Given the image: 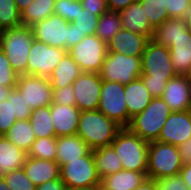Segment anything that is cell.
<instances>
[{"label": "cell", "mask_w": 191, "mask_h": 190, "mask_svg": "<svg viewBox=\"0 0 191 190\" xmlns=\"http://www.w3.org/2000/svg\"><path fill=\"white\" fill-rule=\"evenodd\" d=\"M168 47L150 39L141 56V76L153 97H161L167 82L176 77Z\"/></svg>", "instance_id": "cell-1"}, {"label": "cell", "mask_w": 191, "mask_h": 190, "mask_svg": "<svg viewBox=\"0 0 191 190\" xmlns=\"http://www.w3.org/2000/svg\"><path fill=\"white\" fill-rule=\"evenodd\" d=\"M122 127L98 109L82 111L79 116L77 135L90 150L111 145Z\"/></svg>", "instance_id": "cell-2"}, {"label": "cell", "mask_w": 191, "mask_h": 190, "mask_svg": "<svg viewBox=\"0 0 191 190\" xmlns=\"http://www.w3.org/2000/svg\"><path fill=\"white\" fill-rule=\"evenodd\" d=\"M31 26L20 25L0 31V48L11 68L19 75L27 74L28 57L33 42Z\"/></svg>", "instance_id": "cell-3"}, {"label": "cell", "mask_w": 191, "mask_h": 190, "mask_svg": "<svg viewBox=\"0 0 191 190\" xmlns=\"http://www.w3.org/2000/svg\"><path fill=\"white\" fill-rule=\"evenodd\" d=\"M111 145L121 161L122 169L147 172L149 143L146 140L141 139L128 127H123Z\"/></svg>", "instance_id": "cell-4"}, {"label": "cell", "mask_w": 191, "mask_h": 190, "mask_svg": "<svg viewBox=\"0 0 191 190\" xmlns=\"http://www.w3.org/2000/svg\"><path fill=\"white\" fill-rule=\"evenodd\" d=\"M171 113L161 97H153L146 109L132 118L128 128L148 143L157 141Z\"/></svg>", "instance_id": "cell-5"}, {"label": "cell", "mask_w": 191, "mask_h": 190, "mask_svg": "<svg viewBox=\"0 0 191 190\" xmlns=\"http://www.w3.org/2000/svg\"><path fill=\"white\" fill-rule=\"evenodd\" d=\"M183 164L178 146L160 141L149 142L147 178L159 180L177 175Z\"/></svg>", "instance_id": "cell-6"}, {"label": "cell", "mask_w": 191, "mask_h": 190, "mask_svg": "<svg viewBox=\"0 0 191 190\" xmlns=\"http://www.w3.org/2000/svg\"><path fill=\"white\" fill-rule=\"evenodd\" d=\"M60 179L67 185L68 190L100 187L101 178L95 167L93 152L63 164L60 167Z\"/></svg>", "instance_id": "cell-7"}, {"label": "cell", "mask_w": 191, "mask_h": 190, "mask_svg": "<svg viewBox=\"0 0 191 190\" xmlns=\"http://www.w3.org/2000/svg\"><path fill=\"white\" fill-rule=\"evenodd\" d=\"M99 76L102 80L126 85L141 76V57L107 52Z\"/></svg>", "instance_id": "cell-8"}, {"label": "cell", "mask_w": 191, "mask_h": 190, "mask_svg": "<svg viewBox=\"0 0 191 190\" xmlns=\"http://www.w3.org/2000/svg\"><path fill=\"white\" fill-rule=\"evenodd\" d=\"M108 52L107 43L98 36H85L68 53L82 72L99 73Z\"/></svg>", "instance_id": "cell-9"}, {"label": "cell", "mask_w": 191, "mask_h": 190, "mask_svg": "<svg viewBox=\"0 0 191 190\" xmlns=\"http://www.w3.org/2000/svg\"><path fill=\"white\" fill-rule=\"evenodd\" d=\"M124 95V85L102 80L98 110L122 128L128 127L132 120L128 114Z\"/></svg>", "instance_id": "cell-10"}, {"label": "cell", "mask_w": 191, "mask_h": 190, "mask_svg": "<svg viewBox=\"0 0 191 190\" xmlns=\"http://www.w3.org/2000/svg\"><path fill=\"white\" fill-rule=\"evenodd\" d=\"M67 52L33 39L28 57L27 75L48 78Z\"/></svg>", "instance_id": "cell-11"}, {"label": "cell", "mask_w": 191, "mask_h": 190, "mask_svg": "<svg viewBox=\"0 0 191 190\" xmlns=\"http://www.w3.org/2000/svg\"><path fill=\"white\" fill-rule=\"evenodd\" d=\"M32 110L52 104V85L47 77L19 75L15 87Z\"/></svg>", "instance_id": "cell-12"}, {"label": "cell", "mask_w": 191, "mask_h": 190, "mask_svg": "<svg viewBox=\"0 0 191 190\" xmlns=\"http://www.w3.org/2000/svg\"><path fill=\"white\" fill-rule=\"evenodd\" d=\"M69 24L61 16L49 15L46 19L31 25L33 37L49 46L66 50V43L69 40Z\"/></svg>", "instance_id": "cell-13"}, {"label": "cell", "mask_w": 191, "mask_h": 190, "mask_svg": "<svg viewBox=\"0 0 191 190\" xmlns=\"http://www.w3.org/2000/svg\"><path fill=\"white\" fill-rule=\"evenodd\" d=\"M101 86L99 73L82 72L73 82L76 106L81 112L99 108Z\"/></svg>", "instance_id": "cell-14"}, {"label": "cell", "mask_w": 191, "mask_h": 190, "mask_svg": "<svg viewBox=\"0 0 191 190\" xmlns=\"http://www.w3.org/2000/svg\"><path fill=\"white\" fill-rule=\"evenodd\" d=\"M191 137V110L172 112L157 141L179 146Z\"/></svg>", "instance_id": "cell-15"}, {"label": "cell", "mask_w": 191, "mask_h": 190, "mask_svg": "<svg viewBox=\"0 0 191 190\" xmlns=\"http://www.w3.org/2000/svg\"><path fill=\"white\" fill-rule=\"evenodd\" d=\"M161 98L172 112L191 110V86L183 75H177L167 82Z\"/></svg>", "instance_id": "cell-16"}, {"label": "cell", "mask_w": 191, "mask_h": 190, "mask_svg": "<svg viewBox=\"0 0 191 190\" xmlns=\"http://www.w3.org/2000/svg\"><path fill=\"white\" fill-rule=\"evenodd\" d=\"M149 40L145 35L122 28L107 43L108 52H118L128 56L141 57Z\"/></svg>", "instance_id": "cell-17"}, {"label": "cell", "mask_w": 191, "mask_h": 190, "mask_svg": "<svg viewBox=\"0 0 191 190\" xmlns=\"http://www.w3.org/2000/svg\"><path fill=\"white\" fill-rule=\"evenodd\" d=\"M80 113L77 106L51 104V118L56 137L77 135Z\"/></svg>", "instance_id": "cell-18"}, {"label": "cell", "mask_w": 191, "mask_h": 190, "mask_svg": "<svg viewBox=\"0 0 191 190\" xmlns=\"http://www.w3.org/2000/svg\"><path fill=\"white\" fill-rule=\"evenodd\" d=\"M119 13L123 29L145 35L149 39H152L154 29L149 24L143 6L139 1L132 3Z\"/></svg>", "instance_id": "cell-19"}, {"label": "cell", "mask_w": 191, "mask_h": 190, "mask_svg": "<svg viewBox=\"0 0 191 190\" xmlns=\"http://www.w3.org/2000/svg\"><path fill=\"white\" fill-rule=\"evenodd\" d=\"M27 177L36 185L60 178V166L56 161L28 157L23 165Z\"/></svg>", "instance_id": "cell-20"}, {"label": "cell", "mask_w": 191, "mask_h": 190, "mask_svg": "<svg viewBox=\"0 0 191 190\" xmlns=\"http://www.w3.org/2000/svg\"><path fill=\"white\" fill-rule=\"evenodd\" d=\"M89 151L86 142L78 135L56 137V162L60 167L85 156Z\"/></svg>", "instance_id": "cell-21"}, {"label": "cell", "mask_w": 191, "mask_h": 190, "mask_svg": "<svg viewBox=\"0 0 191 190\" xmlns=\"http://www.w3.org/2000/svg\"><path fill=\"white\" fill-rule=\"evenodd\" d=\"M124 94L128 114L131 119L143 112L153 99L141 78L124 85Z\"/></svg>", "instance_id": "cell-22"}, {"label": "cell", "mask_w": 191, "mask_h": 190, "mask_svg": "<svg viewBox=\"0 0 191 190\" xmlns=\"http://www.w3.org/2000/svg\"><path fill=\"white\" fill-rule=\"evenodd\" d=\"M179 38H189V29L184 19L168 18L154 29L152 40L169 48Z\"/></svg>", "instance_id": "cell-23"}, {"label": "cell", "mask_w": 191, "mask_h": 190, "mask_svg": "<svg viewBox=\"0 0 191 190\" xmlns=\"http://www.w3.org/2000/svg\"><path fill=\"white\" fill-rule=\"evenodd\" d=\"M147 177L146 172L122 169L114 174L101 178V190H134Z\"/></svg>", "instance_id": "cell-24"}, {"label": "cell", "mask_w": 191, "mask_h": 190, "mask_svg": "<svg viewBox=\"0 0 191 190\" xmlns=\"http://www.w3.org/2000/svg\"><path fill=\"white\" fill-rule=\"evenodd\" d=\"M27 153L14 145L5 136H0V176L23 167Z\"/></svg>", "instance_id": "cell-25"}, {"label": "cell", "mask_w": 191, "mask_h": 190, "mask_svg": "<svg viewBox=\"0 0 191 190\" xmlns=\"http://www.w3.org/2000/svg\"><path fill=\"white\" fill-rule=\"evenodd\" d=\"M81 73L82 71L80 70L79 65L67 52L48 79L53 89H59L73 84Z\"/></svg>", "instance_id": "cell-26"}, {"label": "cell", "mask_w": 191, "mask_h": 190, "mask_svg": "<svg viewBox=\"0 0 191 190\" xmlns=\"http://www.w3.org/2000/svg\"><path fill=\"white\" fill-rule=\"evenodd\" d=\"M92 152L100 178L122 170L121 161L112 145L97 148Z\"/></svg>", "instance_id": "cell-27"}, {"label": "cell", "mask_w": 191, "mask_h": 190, "mask_svg": "<svg viewBox=\"0 0 191 190\" xmlns=\"http://www.w3.org/2000/svg\"><path fill=\"white\" fill-rule=\"evenodd\" d=\"M171 62L177 75H183L191 65V31L189 38H179L169 47Z\"/></svg>", "instance_id": "cell-28"}, {"label": "cell", "mask_w": 191, "mask_h": 190, "mask_svg": "<svg viewBox=\"0 0 191 190\" xmlns=\"http://www.w3.org/2000/svg\"><path fill=\"white\" fill-rule=\"evenodd\" d=\"M5 137L26 153H28L33 142L36 140L28 119L16 120L14 125L5 134Z\"/></svg>", "instance_id": "cell-29"}, {"label": "cell", "mask_w": 191, "mask_h": 190, "mask_svg": "<svg viewBox=\"0 0 191 190\" xmlns=\"http://www.w3.org/2000/svg\"><path fill=\"white\" fill-rule=\"evenodd\" d=\"M28 120L32 126L36 139L56 137L51 118V105L32 110Z\"/></svg>", "instance_id": "cell-30"}, {"label": "cell", "mask_w": 191, "mask_h": 190, "mask_svg": "<svg viewBox=\"0 0 191 190\" xmlns=\"http://www.w3.org/2000/svg\"><path fill=\"white\" fill-rule=\"evenodd\" d=\"M56 0H34L21 12V22L23 25L31 26L35 22L46 19L54 14Z\"/></svg>", "instance_id": "cell-31"}, {"label": "cell", "mask_w": 191, "mask_h": 190, "mask_svg": "<svg viewBox=\"0 0 191 190\" xmlns=\"http://www.w3.org/2000/svg\"><path fill=\"white\" fill-rule=\"evenodd\" d=\"M122 28L120 13L107 11L99 17L95 35L108 43Z\"/></svg>", "instance_id": "cell-32"}, {"label": "cell", "mask_w": 191, "mask_h": 190, "mask_svg": "<svg viewBox=\"0 0 191 190\" xmlns=\"http://www.w3.org/2000/svg\"><path fill=\"white\" fill-rule=\"evenodd\" d=\"M28 157L56 161V137L36 139L27 153Z\"/></svg>", "instance_id": "cell-33"}, {"label": "cell", "mask_w": 191, "mask_h": 190, "mask_svg": "<svg viewBox=\"0 0 191 190\" xmlns=\"http://www.w3.org/2000/svg\"><path fill=\"white\" fill-rule=\"evenodd\" d=\"M146 13L149 24L153 29L169 18L167 7L163 0H138Z\"/></svg>", "instance_id": "cell-34"}, {"label": "cell", "mask_w": 191, "mask_h": 190, "mask_svg": "<svg viewBox=\"0 0 191 190\" xmlns=\"http://www.w3.org/2000/svg\"><path fill=\"white\" fill-rule=\"evenodd\" d=\"M22 25L14 0H0V30Z\"/></svg>", "instance_id": "cell-35"}, {"label": "cell", "mask_w": 191, "mask_h": 190, "mask_svg": "<svg viewBox=\"0 0 191 190\" xmlns=\"http://www.w3.org/2000/svg\"><path fill=\"white\" fill-rule=\"evenodd\" d=\"M99 17L89 10L82 8L72 22L74 26L85 36L95 35Z\"/></svg>", "instance_id": "cell-36"}, {"label": "cell", "mask_w": 191, "mask_h": 190, "mask_svg": "<svg viewBox=\"0 0 191 190\" xmlns=\"http://www.w3.org/2000/svg\"><path fill=\"white\" fill-rule=\"evenodd\" d=\"M10 190H36V185L27 177L23 168L3 176Z\"/></svg>", "instance_id": "cell-37"}, {"label": "cell", "mask_w": 191, "mask_h": 190, "mask_svg": "<svg viewBox=\"0 0 191 190\" xmlns=\"http://www.w3.org/2000/svg\"><path fill=\"white\" fill-rule=\"evenodd\" d=\"M80 0H56L54 5V14L61 16L63 19L72 23L82 9Z\"/></svg>", "instance_id": "cell-38"}, {"label": "cell", "mask_w": 191, "mask_h": 190, "mask_svg": "<svg viewBox=\"0 0 191 190\" xmlns=\"http://www.w3.org/2000/svg\"><path fill=\"white\" fill-rule=\"evenodd\" d=\"M16 120V115H13L11 90L8 98L0 102V136H5Z\"/></svg>", "instance_id": "cell-39"}, {"label": "cell", "mask_w": 191, "mask_h": 190, "mask_svg": "<svg viewBox=\"0 0 191 190\" xmlns=\"http://www.w3.org/2000/svg\"><path fill=\"white\" fill-rule=\"evenodd\" d=\"M19 74L10 65L5 53L0 48V86L14 89L18 82Z\"/></svg>", "instance_id": "cell-40"}, {"label": "cell", "mask_w": 191, "mask_h": 190, "mask_svg": "<svg viewBox=\"0 0 191 190\" xmlns=\"http://www.w3.org/2000/svg\"><path fill=\"white\" fill-rule=\"evenodd\" d=\"M12 109L17 120H26L31 116L32 109L16 88L12 89Z\"/></svg>", "instance_id": "cell-41"}, {"label": "cell", "mask_w": 191, "mask_h": 190, "mask_svg": "<svg viewBox=\"0 0 191 190\" xmlns=\"http://www.w3.org/2000/svg\"><path fill=\"white\" fill-rule=\"evenodd\" d=\"M52 104L76 106L75 93L72 84L59 89H53Z\"/></svg>", "instance_id": "cell-42"}, {"label": "cell", "mask_w": 191, "mask_h": 190, "mask_svg": "<svg viewBox=\"0 0 191 190\" xmlns=\"http://www.w3.org/2000/svg\"><path fill=\"white\" fill-rule=\"evenodd\" d=\"M167 7L169 18H184L185 13L190 7L188 0H163Z\"/></svg>", "instance_id": "cell-43"}, {"label": "cell", "mask_w": 191, "mask_h": 190, "mask_svg": "<svg viewBox=\"0 0 191 190\" xmlns=\"http://www.w3.org/2000/svg\"><path fill=\"white\" fill-rule=\"evenodd\" d=\"M187 186L180 174L157 180V190H186Z\"/></svg>", "instance_id": "cell-44"}, {"label": "cell", "mask_w": 191, "mask_h": 190, "mask_svg": "<svg viewBox=\"0 0 191 190\" xmlns=\"http://www.w3.org/2000/svg\"><path fill=\"white\" fill-rule=\"evenodd\" d=\"M82 7L100 17L108 11L106 0H80Z\"/></svg>", "instance_id": "cell-45"}, {"label": "cell", "mask_w": 191, "mask_h": 190, "mask_svg": "<svg viewBox=\"0 0 191 190\" xmlns=\"http://www.w3.org/2000/svg\"><path fill=\"white\" fill-rule=\"evenodd\" d=\"M85 37L72 23L69 24V40L66 43V50L71 49L75 44L80 42Z\"/></svg>", "instance_id": "cell-46"}, {"label": "cell", "mask_w": 191, "mask_h": 190, "mask_svg": "<svg viewBox=\"0 0 191 190\" xmlns=\"http://www.w3.org/2000/svg\"><path fill=\"white\" fill-rule=\"evenodd\" d=\"M36 190H68L67 185L59 178L36 186Z\"/></svg>", "instance_id": "cell-47"}, {"label": "cell", "mask_w": 191, "mask_h": 190, "mask_svg": "<svg viewBox=\"0 0 191 190\" xmlns=\"http://www.w3.org/2000/svg\"><path fill=\"white\" fill-rule=\"evenodd\" d=\"M138 0H106L108 11L120 12Z\"/></svg>", "instance_id": "cell-48"}, {"label": "cell", "mask_w": 191, "mask_h": 190, "mask_svg": "<svg viewBox=\"0 0 191 190\" xmlns=\"http://www.w3.org/2000/svg\"><path fill=\"white\" fill-rule=\"evenodd\" d=\"M179 153L183 163L191 162V137L178 146Z\"/></svg>", "instance_id": "cell-49"}, {"label": "cell", "mask_w": 191, "mask_h": 190, "mask_svg": "<svg viewBox=\"0 0 191 190\" xmlns=\"http://www.w3.org/2000/svg\"><path fill=\"white\" fill-rule=\"evenodd\" d=\"M179 174L187 188L191 189V162L184 163Z\"/></svg>", "instance_id": "cell-50"}, {"label": "cell", "mask_w": 191, "mask_h": 190, "mask_svg": "<svg viewBox=\"0 0 191 190\" xmlns=\"http://www.w3.org/2000/svg\"><path fill=\"white\" fill-rule=\"evenodd\" d=\"M134 190H157V180L146 177Z\"/></svg>", "instance_id": "cell-51"}, {"label": "cell", "mask_w": 191, "mask_h": 190, "mask_svg": "<svg viewBox=\"0 0 191 190\" xmlns=\"http://www.w3.org/2000/svg\"><path fill=\"white\" fill-rule=\"evenodd\" d=\"M17 6V10L21 13L23 10L34 0H14Z\"/></svg>", "instance_id": "cell-52"}, {"label": "cell", "mask_w": 191, "mask_h": 190, "mask_svg": "<svg viewBox=\"0 0 191 190\" xmlns=\"http://www.w3.org/2000/svg\"><path fill=\"white\" fill-rule=\"evenodd\" d=\"M12 88L0 86V102L8 98V95Z\"/></svg>", "instance_id": "cell-53"}, {"label": "cell", "mask_w": 191, "mask_h": 190, "mask_svg": "<svg viewBox=\"0 0 191 190\" xmlns=\"http://www.w3.org/2000/svg\"><path fill=\"white\" fill-rule=\"evenodd\" d=\"M184 22L186 23L187 28L191 31V5L188 11L184 15Z\"/></svg>", "instance_id": "cell-54"}, {"label": "cell", "mask_w": 191, "mask_h": 190, "mask_svg": "<svg viewBox=\"0 0 191 190\" xmlns=\"http://www.w3.org/2000/svg\"><path fill=\"white\" fill-rule=\"evenodd\" d=\"M183 76L185 77V79L188 81V83L191 86V65L190 67L186 70V72L183 74Z\"/></svg>", "instance_id": "cell-55"}, {"label": "cell", "mask_w": 191, "mask_h": 190, "mask_svg": "<svg viewBox=\"0 0 191 190\" xmlns=\"http://www.w3.org/2000/svg\"><path fill=\"white\" fill-rule=\"evenodd\" d=\"M0 190H10L3 177L0 176Z\"/></svg>", "instance_id": "cell-56"}, {"label": "cell", "mask_w": 191, "mask_h": 190, "mask_svg": "<svg viewBox=\"0 0 191 190\" xmlns=\"http://www.w3.org/2000/svg\"><path fill=\"white\" fill-rule=\"evenodd\" d=\"M76 190H101L100 187H92V188H88V189H76Z\"/></svg>", "instance_id": "cell-57"}]
</instances>
